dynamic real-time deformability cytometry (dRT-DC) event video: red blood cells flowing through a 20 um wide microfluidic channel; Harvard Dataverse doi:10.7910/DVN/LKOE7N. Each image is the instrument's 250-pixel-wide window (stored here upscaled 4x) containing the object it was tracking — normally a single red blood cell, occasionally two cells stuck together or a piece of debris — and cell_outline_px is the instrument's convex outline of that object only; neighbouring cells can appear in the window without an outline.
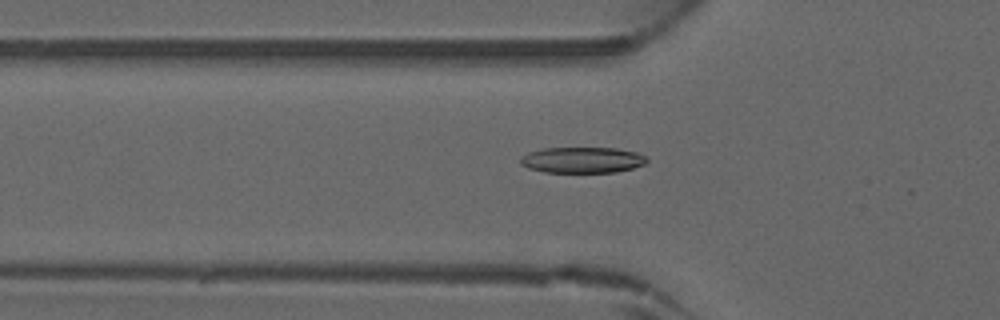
{"species": "common noctule bat (a hibernating species)", "species_latin": "Nyctalus noctula", "temperature_condition": "warm", "stored_images_in_passage": 29, "camera_frame_rate_fps": 3000, "um_per_image_px": 0.085, "animal": {"sex": "male", "forearm_length_mm": 52.5}, "frame": {"image": 1, "passage_image": 2, "time_ms": 0.333, "image_size_px": [1000, 320], "cell_outline_px": [[648, 160], [644, 164], [632, 168], [616, 172], [544, 172], [528, 168], [520, 164], [520, 156], [528, 152], [544, 148], [616, 148], [636, 152], [644, 156]], "centroid_in_image_um": [49.45, 13.6], "position_along_channel_um": 76.3, "area_um2": 19.07}}
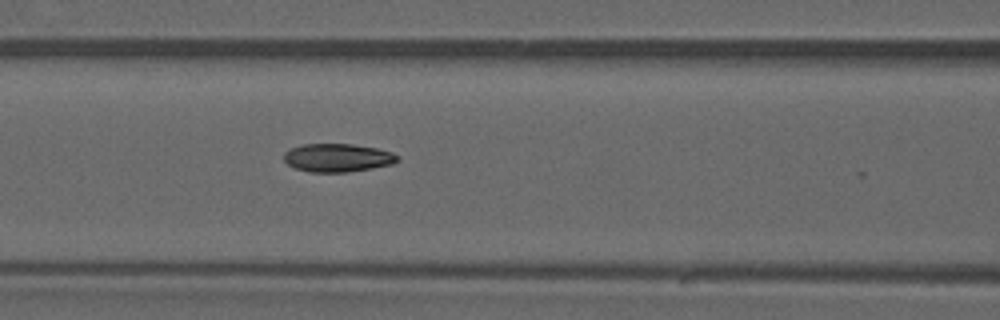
{"frame": {"image": 2, "passage_image": 6, "time_ms": 1.667, "image_size_px": [1000, 320], "cell_outline_px": [[400, 160], [392, 164], [372, 168], [348, 172], [308, 172], [296, 168], [288, 164], [284, 160], [284, 152], [300, 144], [352, 144], [376, 148], [392, 152], [400, 156]], "centroid_in_image_um": [28.71, 13.41], "position_along_channel_um": 137.9, "area_um2": 18.79}}
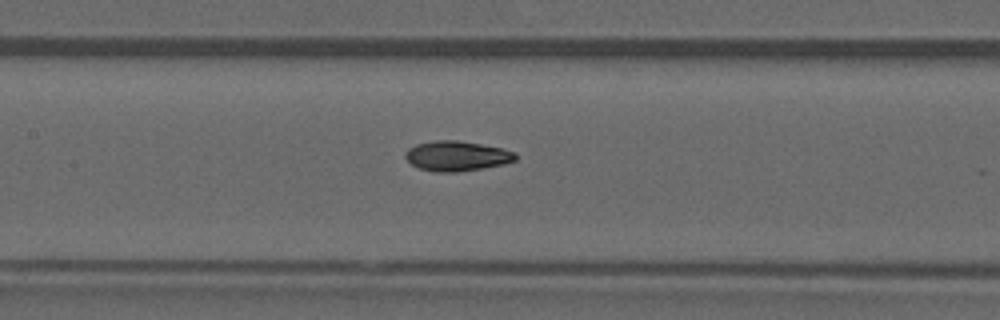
{"frame": {"image": 3, "passage_image": 8, "time_ms": 2.333, "image_size_px": [1000, 320], "cell_outline_px": [[516, 160], [504, 164], [484, 168], [456, 172], [436, 172], [420, 168], [412, 164], [404, 156], [404, 152], [408, 148], [416, 144], [436, 140], [456, 140], [480, 144], [500, 148], [516, 152]], "centroid_in_image_um": [38.82, 13.26], "position_along_channel_um": 168.6, "area_um2": 19.19}}